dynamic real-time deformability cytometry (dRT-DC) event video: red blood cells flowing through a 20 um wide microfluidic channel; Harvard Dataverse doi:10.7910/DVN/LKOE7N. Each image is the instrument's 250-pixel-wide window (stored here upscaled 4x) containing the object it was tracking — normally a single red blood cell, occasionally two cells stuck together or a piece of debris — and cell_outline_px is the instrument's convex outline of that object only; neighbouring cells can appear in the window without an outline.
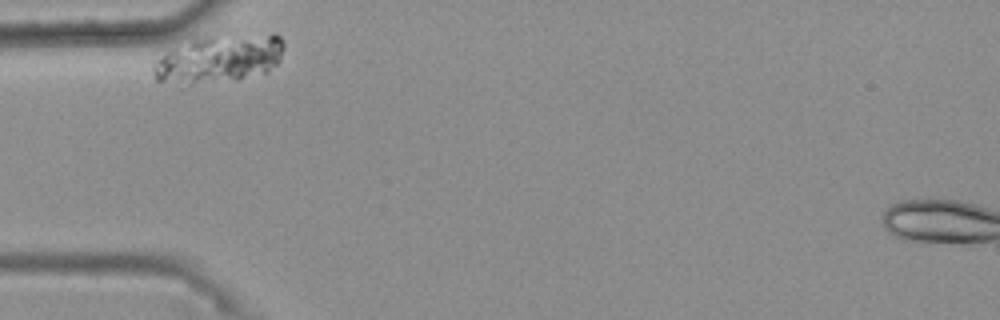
{"species": "common noctule bat (a hibernating species)", "species_latin": "Nyctalus noctula", "temperature_condition": "warm", "stored_images_in_passage": 34, "camera_frame_rate_fps": 3000, "um_per_image_px": 0.085, "animal": {"sex": "female", "body_mass_g": 25.1}, "frame": {"image": 1, "passage_image": 1, "time_ms": 0.0, "image_size_px": [1000, 320], "cell_outline_px": [[284, 48], [280, 60], [268, 72], [244, 76], [196, 80], [156, 80], [152, 68], [152, 64], [156, 60], [172, 48], [192, 36], [272, 32], [276, 32], [280, 36], [284, 44]], "centroid_in_image_um": [18.71, 4.83], "position_along_channel_um": 66.3, "area_um2": 35.6}}
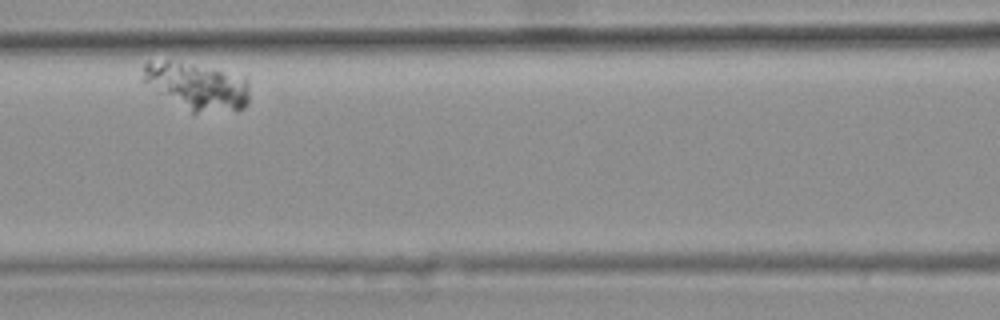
{"frame": {"image": 2, "passage_image": 10, "time_ms": 3.0, "image_size_px": [1000, 320], "cell_outline_px": [[248, 100], [244, 108], [196, 112], [192, 112], [140, 80], [144, 64], [148, 60], [168, 60], [192, 64], [244, 76], [248, 80]], "centroid_in_image_um": [16.71, 7.27], "position_along_channel_um": 149.9, "area_um2": 28.61}}
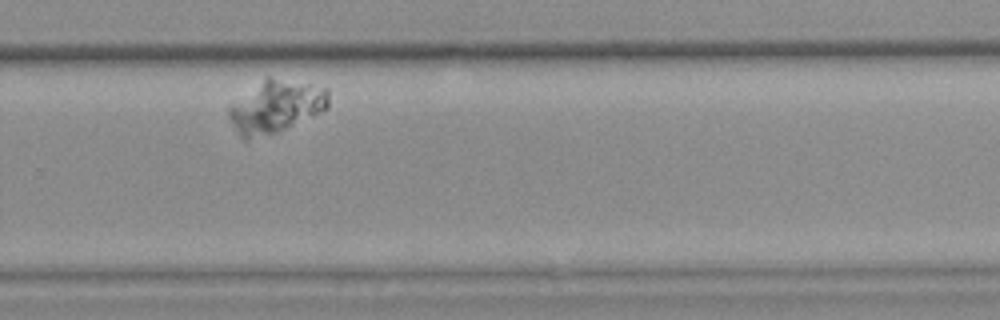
{"frame": {"image": 3, "passage_image": 26, "time_ms": 8.333, "image_size_px": [1000, 320], "cell_outline_px": [[328, 108], [320, 112], [276, 132], [248, 140], [244, 140], [240, 136], [232, 124], [228, 116], [228, 108], [268, 76], [328, 88]], "centroid_in_image_um": [23.45, 9.07], "position_along_channel_um": 306.3, "area_um2": 29.54}}